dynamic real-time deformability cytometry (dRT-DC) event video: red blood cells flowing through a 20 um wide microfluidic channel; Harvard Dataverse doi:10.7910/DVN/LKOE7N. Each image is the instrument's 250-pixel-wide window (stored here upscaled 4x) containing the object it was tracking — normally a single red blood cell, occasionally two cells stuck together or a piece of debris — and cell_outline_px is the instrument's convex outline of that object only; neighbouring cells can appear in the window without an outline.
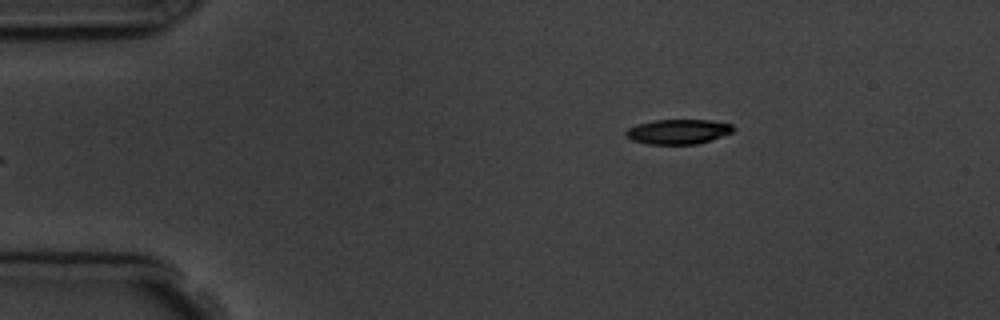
{"species": "common noctule bat (a hibernating species)", "species_latin": "Nyctalus noctula", "temperature_condition": "room temperature", "stored_images_in_passage": 4, "camera_frame_rate_fps": 3000, "um_per_image_px": 0.085, "animal": {"sex": "male", "body_mass_g": 19.5, "forearm_length_mm": 54.6}, "frame": {"image": 1, "passage_image": 4, "time_ms": 3.333, "image_size_px": [1000, 320], "cell_outline_px": [[736, 128], [732, 132], [712, 140], [696, 144], [648, 144], [632, 140], [624, 132], [628, 128], [636, 124], [656, 120], [712, 120], [732, 124]], "centroid_in_image_um": [57.67, 11.18], "position_along_channel_um": 27.3, "area_um2": 15.55}}